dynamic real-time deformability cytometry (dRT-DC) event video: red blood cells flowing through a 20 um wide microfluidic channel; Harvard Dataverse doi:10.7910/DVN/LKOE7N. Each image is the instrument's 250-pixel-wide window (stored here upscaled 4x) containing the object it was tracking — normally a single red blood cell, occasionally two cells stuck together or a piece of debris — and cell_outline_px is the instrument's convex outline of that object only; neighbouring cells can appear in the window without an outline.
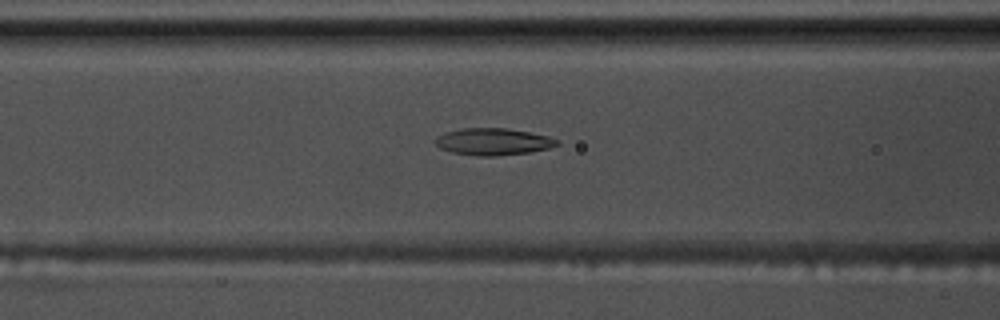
{"species": "common noctule bat (a hibernating species)", "species_latin": "Nyctalus noctula", "temperature_condition": "warm", "stored_images_in_passage": 41, "camera_frame_rate_fps": 3000, "um_per_image_px": 0.085, "animal": {"sex": "male", "body_mass_g": 17.5, "forearm_length_mm": 52.3}, "frame": {"image": 1, "passage_image": 8, "time_ms": 2.333, "image_size_px": [1000, 320], "cell_outline_px": [[560, 144], [548, 148], [528, 152], [496, 156], [476, 156], [452, 152], [440, 148], [436, 144], [436, 140], [440, 136], [448, 132], [460, 128], [508, 128], [548, 136], [560, 140]], "centroid_in_image_um": [41.96, 12.04], "position_along_channel_um": 124.6, "area_um2": 18.9}}
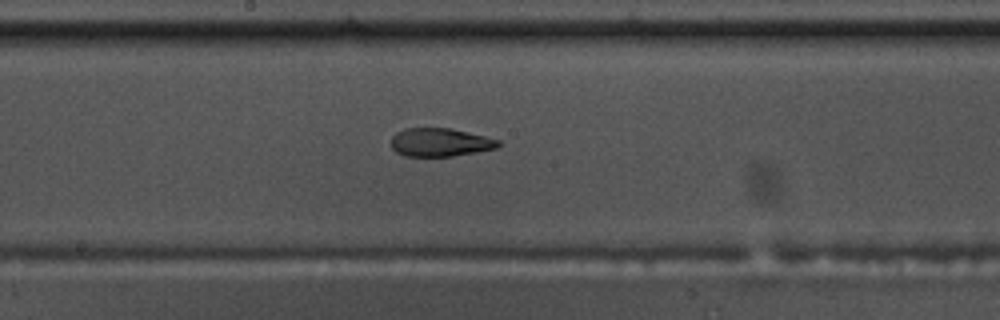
{"frame": {"image": 2, "passage_image": 15, "time_ms": 4.667, "image_size_px": [1000, 320], "cell_outline_px": [[500, 144], [496, 148], [476, 152], [452, 156], [404, 156], [396, 152], [392, 148], [392, 136], [396, 132], [404, 128], [452, 128], [500, 140]], "centroid_in_image_um": [37.39, 12.09], "position_along_channel_um": 210.8, "area_um2": 17.69}}
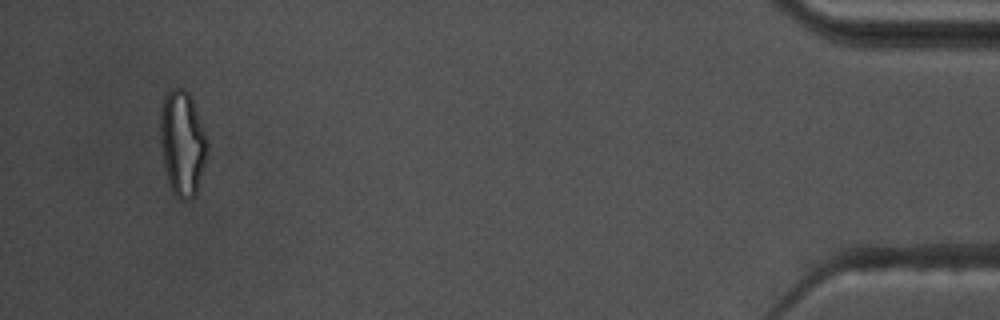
{"frame": {"image": 3, "passage_image": 38, "time_ms": 12.333, "image_size_px": [1000, 320], "cell_outline_px": [[208, 152], [196, 196], [188, 200], [180, 200], [172, 192], [164, 168], [160, 144], [160, 108], [164, 96], [172, 88], [184, 88], [188, 92], [192, 100], [208, 140]], "centroid_in_image_um": [15.5, 12.19], "position_along_channel_um": 419.7, "area_um2": 29.19}, "authors_computed_cell_mechanics": {"area_um2": 19.3052, "velocity_mm_per_s": 3.7074, "shape_relaxation_time_tau1_ms": null, "shape_relaxation_time_tau2_ms": 2.7385, "deformation_change_tau1": null, "deformation_change_tau2": 0.0892}}